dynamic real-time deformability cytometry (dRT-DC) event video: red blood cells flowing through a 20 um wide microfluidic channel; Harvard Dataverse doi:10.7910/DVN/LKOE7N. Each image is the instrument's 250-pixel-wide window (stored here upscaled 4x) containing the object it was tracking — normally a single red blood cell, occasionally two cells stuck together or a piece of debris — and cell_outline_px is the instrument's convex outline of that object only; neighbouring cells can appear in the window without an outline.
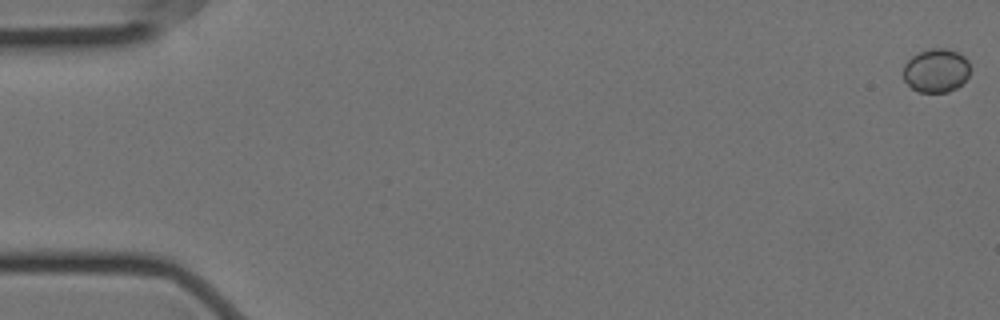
{"species": "Egyptian fruit bat (a non-hibernating species)", "species_latin": "Rousettus aegyptiacus", "temperature_condition": "cold", "stored_images_in_passage": 8, "camera_frame_rate_fps": 3000, "um_per_image_px": 0.085, "animal": {"sex": "female"}, "frame": {"image": 1, "passage_image": 1, "time_ms": 0.0, "image_size_px": [1000, 320], "cell_outline_px": [[968, 76], [956, 88], [948, 92], [920, 92], [912, 88], [904, 80], [904, 64], [912, 56], [920, 52], [932, 48], [948, 48], [960, 52], [968, 60]], "centroid_in_image_um": [79.57, 5.98], "position_along_channel_um": 5.4, "area_um2": 16.94}}
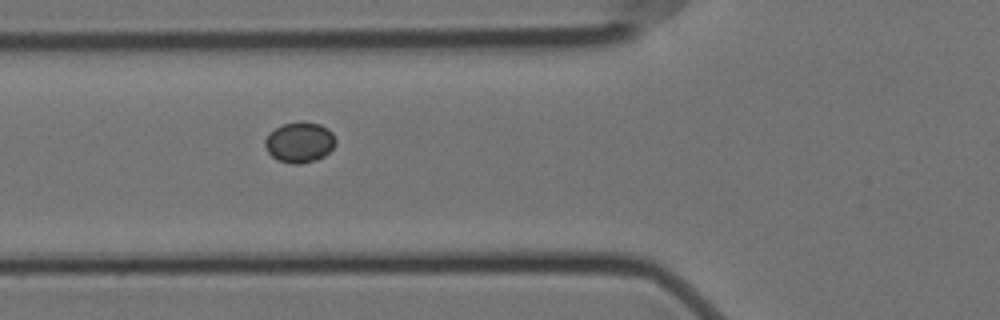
{"frame": {"image": 2, "passage_image": 7, "time_ms": 2.0, "image_size_px": [1000, 320], "cell_outline_px": [[336, 144], [324, 156], [316, 160], [300, 164], [292, 164], [276, 160], [268, 152], [264, 144], [264, 140], [276, 128], [284, 124], [300, 120], [320, 124], [328, 128], [332, 132], [336, 140]], "centroid_in_image_um": [25.48, 12.09], "position_along_channel_um": 100.3, "area_um2": 16.76}}
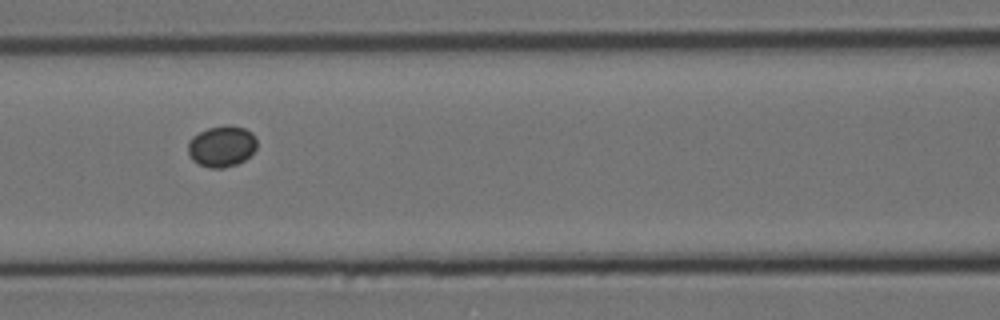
{"frame": {"image": 3, "passage_image": 8, "time_ms": 2.333, "image_size_px": [1000, 320], "cell_outline_px": [[256, 148], [244, 160], [236, 164], [224, 168], [208, 168], [192, 160], [188, 156], [188, 140], [192, 136], [208, 128], [224, 124], [228, 124], [244, 128], [252, 132], [256, 140]], "centroid_in_image_um": [18.82, 12.42], "position_along_channel_um": 147.8, "area_um2": 16.65}}